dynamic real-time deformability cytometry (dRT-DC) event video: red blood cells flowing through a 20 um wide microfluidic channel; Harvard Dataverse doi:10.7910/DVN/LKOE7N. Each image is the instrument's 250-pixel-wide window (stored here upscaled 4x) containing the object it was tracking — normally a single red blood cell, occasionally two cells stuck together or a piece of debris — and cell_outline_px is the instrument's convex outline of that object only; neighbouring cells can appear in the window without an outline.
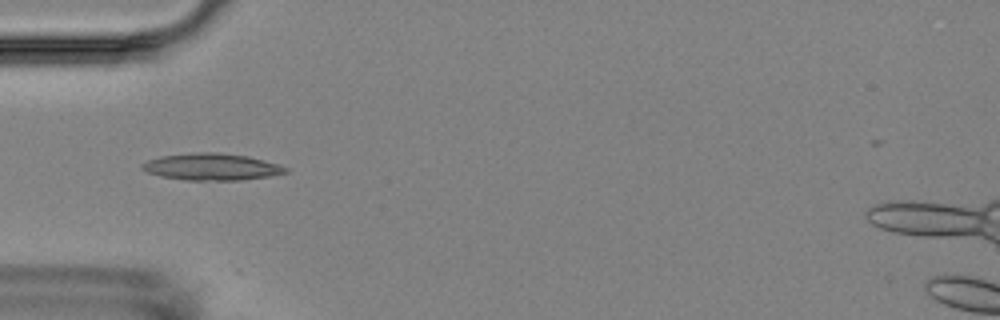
{"species": "Egyptian fruit bat (a non-hibernating species)", "species_latin": "Rousettus aegyptiacus", "temperature_condition": "room temperature", "stored_images_in_passage": 9, "camera_frame_rate_fps": 3000, "um_per_image_px": 0.085, "animal": {"sex": "female"}, "frame": {"image": 1, "passage_image": 6, "time_ms": 5.667, "image_size_px": [1000, 320], "cell_outline_px": [[288, 172], [268, 176], [240, 180], [184, 180], [160, 176], [148, 172], [140, 168], [140, 164], [148, 160], [160, 156], [192, 152], [216, 152], [248, 156], [280, 164], [288, 168]], "centroid_in_image_um": [17.97, 14.17], "position_along_channel_um": 67.0, "area_um2": 22.54}}